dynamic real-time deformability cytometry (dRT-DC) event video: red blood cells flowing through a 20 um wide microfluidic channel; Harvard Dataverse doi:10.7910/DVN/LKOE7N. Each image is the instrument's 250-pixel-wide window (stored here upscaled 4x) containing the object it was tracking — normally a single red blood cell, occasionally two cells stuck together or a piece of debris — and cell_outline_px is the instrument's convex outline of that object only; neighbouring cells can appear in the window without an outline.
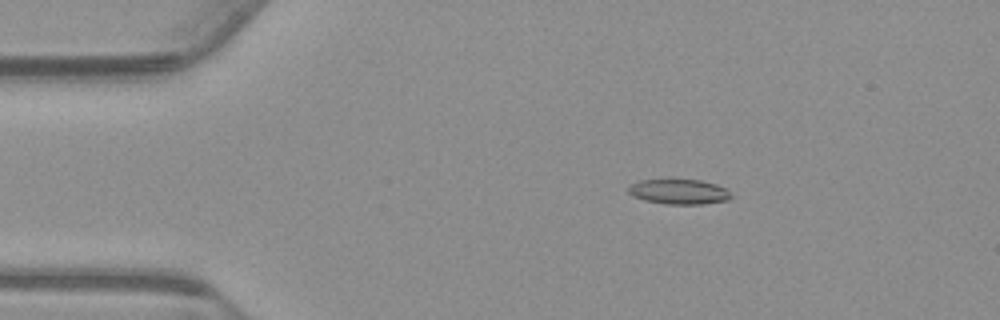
{"species": "common noctule bat (a hibernating species)", "species_latin": "Nyctalus noctula", "temperature_condition": "warm", "stored_images_in_passage": 56, "camera_frame_rate_fps": 3000, "um_per_image_px": 0.085, "animal": {"sex": "male", "body_mass_g": 23.1, "forearm_length_mm": 52.7}, "frame": {"image": 1, "passage_image": 10, "time_ms": 3.0, "image_size_px": [1000, 320], "cell_outline_px": [[736, 196], [728, 200], [704, 204], [664, 204], [644, 200], [632, 196], [628, 192], [628, 188], [632, 184], [640, 180], [700, 180], [716, 184], [728, 188]], "centroid_in_image_um": [57.79, 16.31], "position_along_channel_um": 27.2, "area_um2": 15.2}}
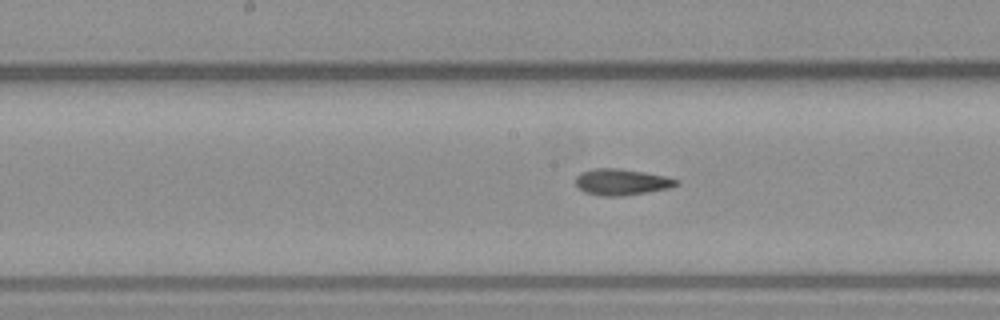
{"frame": {"image": 2, "passage_image": 28, "time_ms": 9.0, "image_size_px": [1000, 320], "cell_outline_px": [[680, 184], [672, 188], [620, 196], [600, 196], [584, 192], [576, 184], [576, 176], [580, 172], [592, 168], [616, 168], [644, 172], [664, 176], [680, 180]], "centroid_in_image_um": [52.84, 15.47], "position_along_channel_um": 195.4, "area_um2": 15.49}}
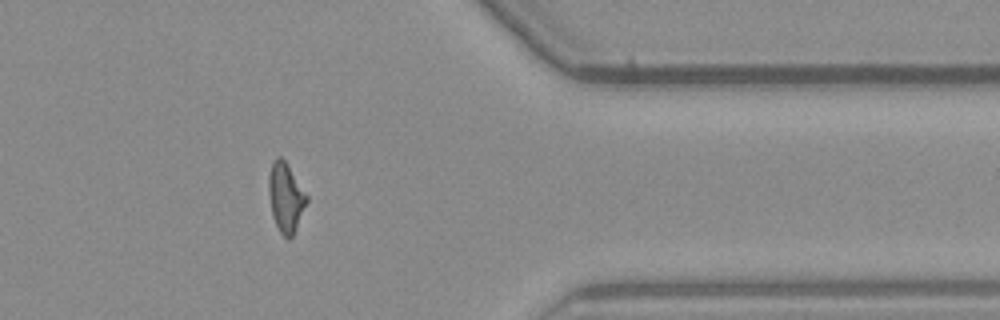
{"frame": {"image": 3, "passage_image": 45, "time_ms": 14.667, "image_size_px": [1000, 320], "cell_outline_px": [[308, 200], [296, 228], [292, 236], [288, 240], [280, 232], [272, 216], [268, 192], [268, 176], [272, 160], [276, 156], [280, 156], [288, 164], [308, 196]], "centroid_in_image_um": [24.27, 16.74], "position_along_channel_um": 387.1, "area_um2": 15.43}, "authors_computed_cell_mechanics": {"area_um2": 15.2014, "velocity_mm_per_s": 3.7452, "shape_relaxation_time_tau1_ms": null, "shape_relaxation_time_tau2_ms": 2.5362, "deformation_change_tau1": null, "deformation_change_tau2": 0.0991}}